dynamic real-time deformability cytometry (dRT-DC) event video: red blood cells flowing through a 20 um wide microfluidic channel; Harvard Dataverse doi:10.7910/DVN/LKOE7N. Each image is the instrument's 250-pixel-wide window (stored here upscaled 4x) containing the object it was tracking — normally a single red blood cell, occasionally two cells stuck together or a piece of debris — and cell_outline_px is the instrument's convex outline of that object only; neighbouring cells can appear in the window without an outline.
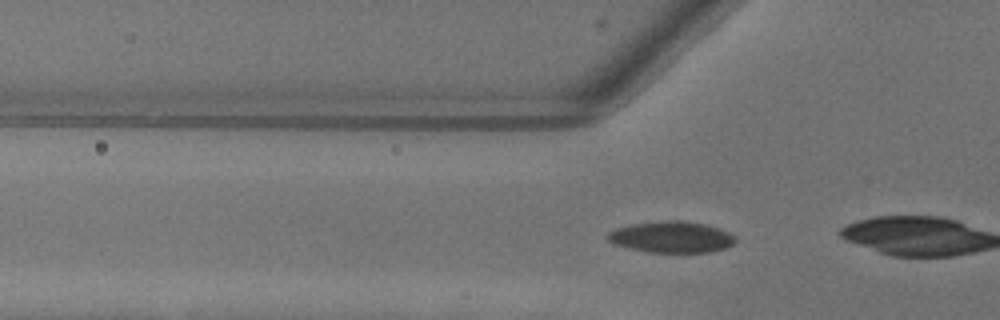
{"species": "common noctule bat (a hibernating species)", "species_latin": "Nyctalus noctula", "temperature_condition": "warm", "stored_images_in_passage": 19, "camera_frame_rate_fps": 3000, "um_per_image_px": 0.085, "animal": {"sex": "female"}, "frame": {"image": 1, "passage_image": 14, "time_ms": 4.333, "image_size_px": [1000, 320], "cell_outline_px": [[736, 240], [732, 244], [724, 248], [708, 252], [648, 252], [628, 248], [612, 244], [608, 240], [608, 232], [616, 228], [632, 224], [668, 220], [680, 220], [704, 224], [720, 228], [736, 236]], "centroid_in_image_um": [57.06, 20.14], "position_along_channel_um": 68.7, "area_um2": 23.24}}